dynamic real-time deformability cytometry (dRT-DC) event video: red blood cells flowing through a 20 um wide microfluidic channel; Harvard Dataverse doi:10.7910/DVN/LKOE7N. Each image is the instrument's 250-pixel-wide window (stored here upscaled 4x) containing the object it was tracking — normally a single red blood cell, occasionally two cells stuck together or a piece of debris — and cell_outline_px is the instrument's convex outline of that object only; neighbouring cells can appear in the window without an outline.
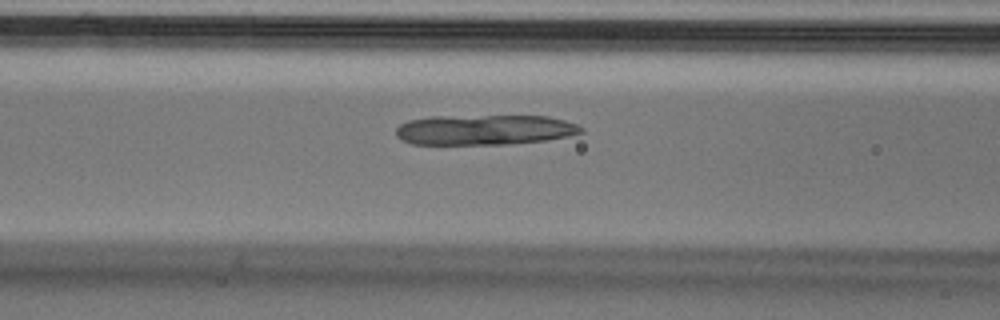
{"species": "Egyptian fruit bat (a non-hibernating species)", "species_latin": "Rousettus aegyptiacus", "temperature_condition": "cold", "stored_images_in_passage": 8, "camera_frame_rate_fps": 3000, "um_per_image_px": 0.085, "animal": {"sex": "male"}, "frame": {"image": 1, "passage_image": 8, "time_ms": 2.333, "image_size_px": [1000, 320], "cell_outline_px": [[584, 132], [568, 136], [548, 140], [508, 144], [412, 144], [400, 140], [396, 136], [396, 128], [400, 124], [408, 120], [428, 116], [548, 116], [564, 120], [576, 124], [584, 128]], "centroid_in_image_um": [41.17, 11.03], "position_along_channel_um": 125.4, "area_um2": 32.83}}